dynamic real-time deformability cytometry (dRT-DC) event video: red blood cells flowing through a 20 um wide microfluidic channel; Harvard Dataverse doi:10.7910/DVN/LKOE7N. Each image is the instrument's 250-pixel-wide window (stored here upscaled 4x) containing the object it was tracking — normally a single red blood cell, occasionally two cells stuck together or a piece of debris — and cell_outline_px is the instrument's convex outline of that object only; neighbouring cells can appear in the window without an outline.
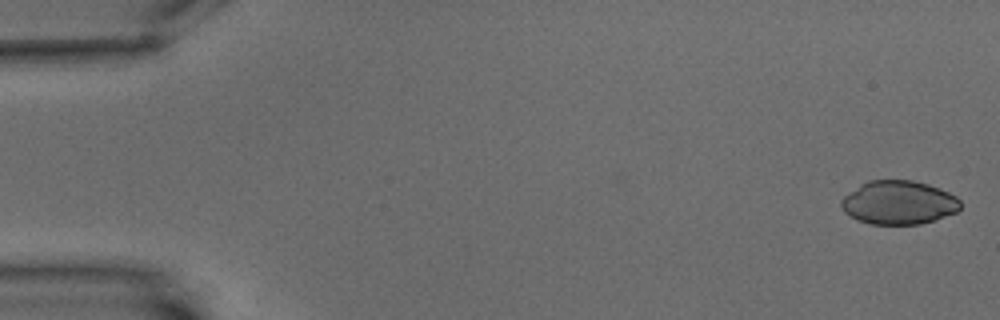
{"species": "common noctule bat (a hibernating species)", "species_latin": "Nyctalus noctula", "temperature_condition": "warm", "stored_images_in_passage": 5, "camera_frame_rate_fps": 3000, "um_per_image_px": 0.085, "animal": {"sex": "male", "body_mass_g": 15.6}, "frame": {"image": 1, "passage_image": 1, "time_ms": 0.0, "image_size_px": [1000, 320], "cell_outline_px": [[960, 208], [956, 212], [920, 224], [868, 224], [856, 220], [844, 212], [840, 204], [840, 200], [848, 192], [860, 184], [868, 180], [912, 180], [928, 184], [940, 188], [956, 196], [960, 200]], "centroid_in_image_um": [76.35, 17.21], "position_along_channel_um": 8.7, "area_um2": 30.46}}